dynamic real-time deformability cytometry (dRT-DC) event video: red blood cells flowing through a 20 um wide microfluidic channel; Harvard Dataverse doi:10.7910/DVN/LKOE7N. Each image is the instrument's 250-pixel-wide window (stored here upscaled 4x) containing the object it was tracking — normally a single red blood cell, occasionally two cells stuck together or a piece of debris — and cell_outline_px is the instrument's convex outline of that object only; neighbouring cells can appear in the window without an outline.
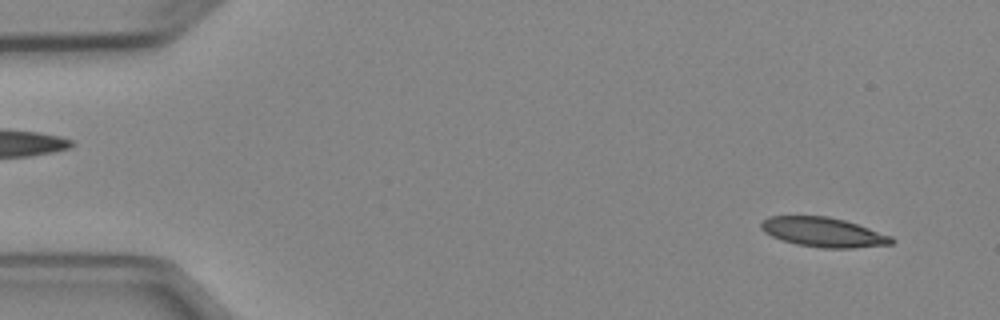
{"species": "Egyptian fruit bat (a non-hibernating species)", "species_latin": "Rousettus aegyptiacus", "temperature_condition": "cold", "stored_images_in_passage": 5, "camera_frame_rate_fps": 3000, "um_per_image_px": 0.085, "animal": {"sex": "female"}, "frame": {"image": 1, "passage_image": 5, "time_ms": 5.0, "image_size_px": [1000, 320], "cell_outline_px": [[896, 240], [892, 244], [852, 248], [820, 248], [796, 244], [772, 236], [764, 232], [760, 228], [760, 224], [768, 216], [828, 216], [844, 220], [892, 236]], "centroid_in_image_um": [69.99, 19.74], "position_along_channel_um": 15.0, "area_um2": 22.37}}